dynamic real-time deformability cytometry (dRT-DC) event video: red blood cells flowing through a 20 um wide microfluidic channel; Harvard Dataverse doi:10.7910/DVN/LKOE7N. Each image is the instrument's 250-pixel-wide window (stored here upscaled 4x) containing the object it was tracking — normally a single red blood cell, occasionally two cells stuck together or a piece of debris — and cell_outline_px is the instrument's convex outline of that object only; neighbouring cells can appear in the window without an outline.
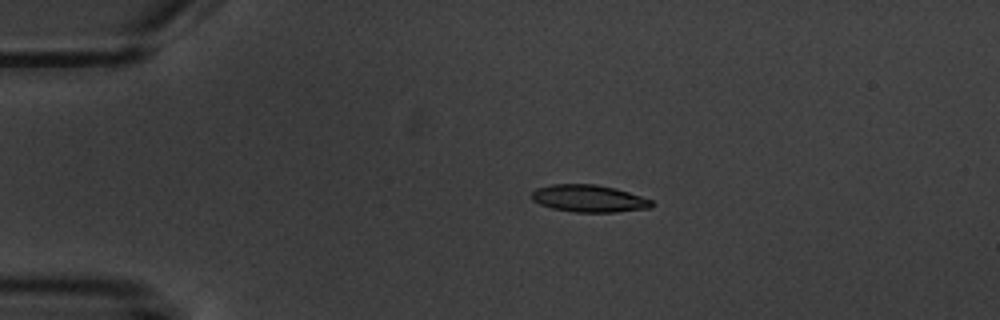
{"species": "common noctule bat (a hibernating species)", "species_latin": "Nyctalus noctula", "temperature_condition": "warm", "stored_images_in_passage": 4, "camera_frame_rate_fps": 3000, "um_per_image_px": 0.085, "animal": {"sex": "male", "body_mass_g": 20.1, "forearm_length_mm": 53.5}, "frame": {"image": 1, "passage_image": 2, "time_ms": 1.0, "image_size_px": [1000, 320], "cell_outline_px": [[656, 204], [652, 208], [616, 212], [572, 212], [552, 208], [540, 204], [532, 200], [532, 192], [536, 188], [552, 184], [596, 184], [616, 188], [652, 200]], "centroid_in_image_um": [50.08, 16.87], "position_along_channel_um": 34.9, "area_um2": 19.19}}
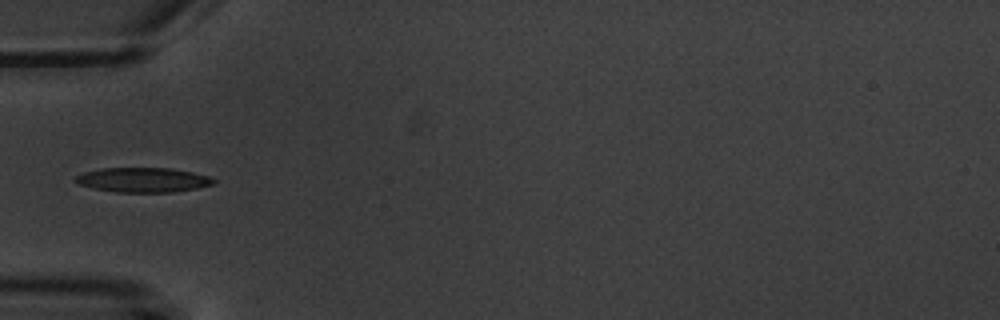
{"frame": {"image": 2, "passage_image": 4, "time_ms": 3.333, "image_size_px": [1000, 320], "cell_outline_px": [[216, 184], [196, 188], [172, 192], [116, 192], [92, 188], [76, 184], [72, 180], [76, 176], [84, 172], [100, 168], [172, 168], [192, 172], [208, 176], [216, 180]], "centroid_in_image_um": [12.12, 15.29], "position_along_channel_um": 72.9, "area_um2": 20.0}}